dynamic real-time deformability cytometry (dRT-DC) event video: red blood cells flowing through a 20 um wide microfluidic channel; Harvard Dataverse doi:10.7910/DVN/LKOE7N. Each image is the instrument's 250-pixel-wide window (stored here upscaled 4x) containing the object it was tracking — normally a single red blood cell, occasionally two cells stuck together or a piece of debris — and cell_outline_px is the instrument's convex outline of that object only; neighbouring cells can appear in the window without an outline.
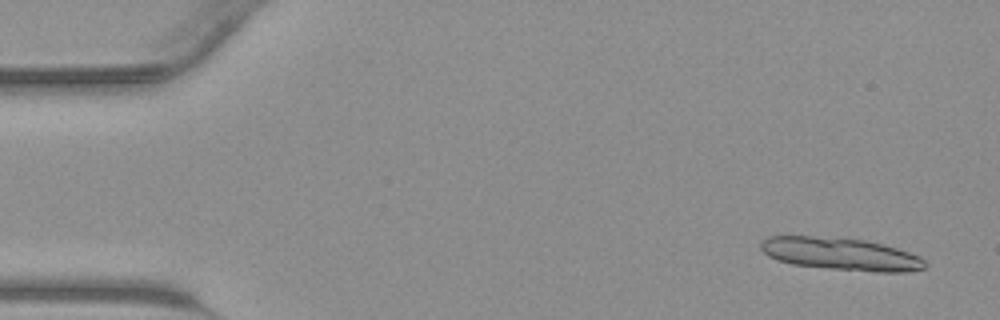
{"species": "common noctule bat (a hibernating species)", "species_latin": "Nyctalus noctula", "temperature_condition": "warm", "stored_images_in_passage": 44, "camera_frame_rate_fps": 3000, "um_per_image_px": 0.085, "animal": {"sex": "male", "body_mass_g": 23.1, "forearm_length_mm": 52.7}, "frame": {"image": 1, "passage_image": 3, "time_ms": 0.667, "image_size_px": [1000, 320], "cell_outline_px": [[924, 268], [904, 272], [876, 272], [828, 268], [792, 264], [776, 260], [768, 256], [760, 248], [760, 244], [768, 236], [812, 236], [864, 240], [896, 248], [920, 256], [924, 260]], "centroid_in_image_um": [71.43, 21.59], "position_along_channel_um": 13.6, "area_um2": 30.75}}
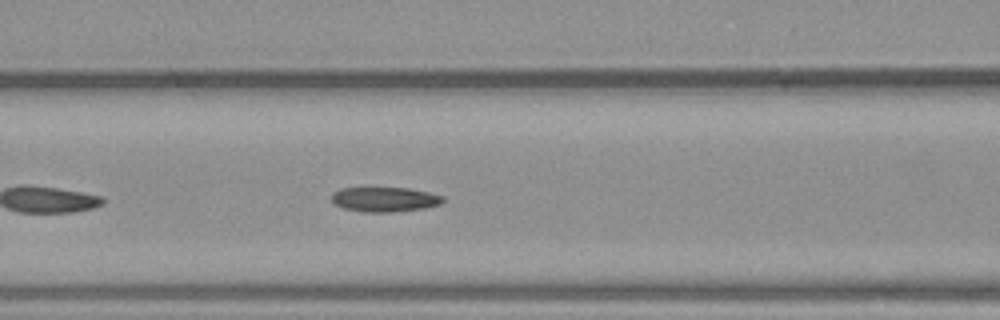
{"frame": {"image": 2, "passage_image": 19, "time_ms": 6.0, "image_size_px": [1000, 320], "cell_outline_px": [[444, 200], [440, 204], [424, 208], [392, 212], [364, 212], [344, 208], [336, 204], [332, 200], [332, 192], [340, 188], [408, 188], [428, 192], [444, 196]], "centroid_in_image_um": [32.7, 16.94], "position_along_channel_um": 133.9, "area_um2": 15.95}}
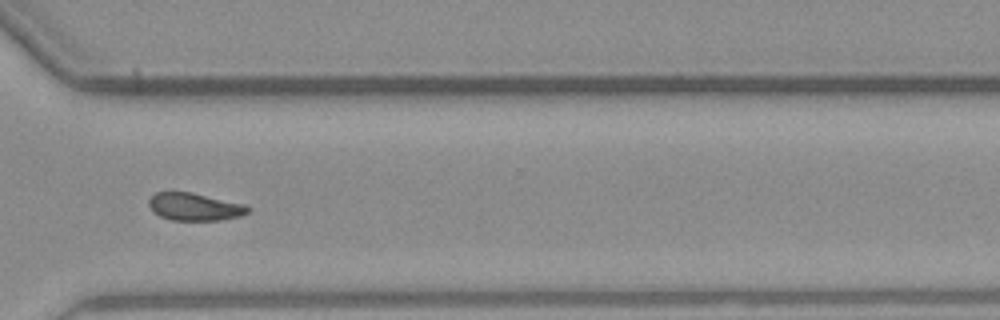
{"frame": {"image": 3, "passage_image": 33, "time_ms": 10.667, "image_size_px": [1000, 320], "cell_outline_px": [[252, 208], [248, 212], [240, 216], [220, 220], [172, 220], [160, 216], [148, 204], [148, 200], [156, 192], [192, 192], [244, 204]], "centroid_in_image_um": [16.57, 17.57], "position_along_channel_um": 354.0, "area_um2": 15.78}}